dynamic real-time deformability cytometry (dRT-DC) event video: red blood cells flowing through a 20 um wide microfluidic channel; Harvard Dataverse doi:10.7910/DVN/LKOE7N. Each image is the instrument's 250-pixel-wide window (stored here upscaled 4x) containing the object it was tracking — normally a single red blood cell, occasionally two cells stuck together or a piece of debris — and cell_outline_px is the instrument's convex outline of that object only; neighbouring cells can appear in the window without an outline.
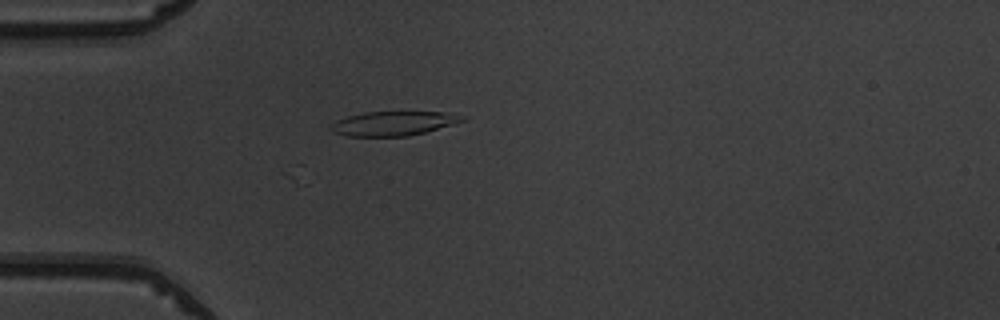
{"species": "common noctule bat (a hibernating species)", "species_latin": "Nyctalus noctula", "temperature_condition": "warm", "stored_images_in_passage": 17, "camera_frame_rate_fps": 3000, "um_per_image_px": 0.085, "animal": {"sex": "male", "body_mass_g": 19.5, "forearm_length_mm": 54.6}, "frame": {"image": 1, "passage_image": 17, "time_ms": 5.333, "image_size_px": [1000, 320], "cell_outline_px": [[468, 120], [424, 132], [408, 136], [344, 136], [332, 132], [328, 128], [328, 124], [336, 120], [348, 116], [364, 112], [444, 112], [468, 116]], "centroid_in_image_um": [33.41, 10.49], "position_along_channel_um": 51.6, "area_um2": 18.84}}